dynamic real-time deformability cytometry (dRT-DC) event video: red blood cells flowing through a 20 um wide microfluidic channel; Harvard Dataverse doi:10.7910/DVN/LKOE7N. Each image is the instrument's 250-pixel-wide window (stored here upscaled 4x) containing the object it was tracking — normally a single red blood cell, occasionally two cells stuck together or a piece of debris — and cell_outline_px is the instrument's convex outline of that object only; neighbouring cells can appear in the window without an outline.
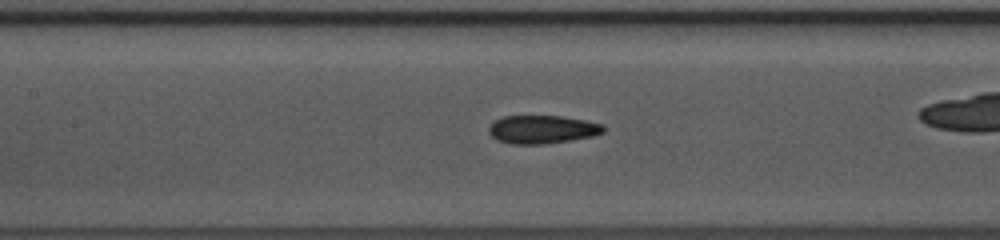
{"species": "common noctule bat (a hibernating species)", "species_latin": "Nyctalus noctula", "temperature_condition": "warm", "stored_images_in_passage": 33, "camera_frame_rate_fps": 3000, "um_per_image_px": 0.085, "animal": {"sex": "female", "body_mass_g": 10.0, "forearm_length_mm": 53.1}, "frame": {"image": 1, "passage_image": 6, "time_ms": 1.667, "image_size_px": [1000, 240], "cell_outline_px": [[604, 132], [592, 136], [544, 144], [512, 144], [496, 140], [488, 132], [488, 128], [496, 120], [504, 116], [560, 116], [584, 120], [600, 124], [604, 128]], "centroid_in_image_um": [46.05, 11.0], "position_along_channel_um": 161.4, "area_um2": 18.61}}
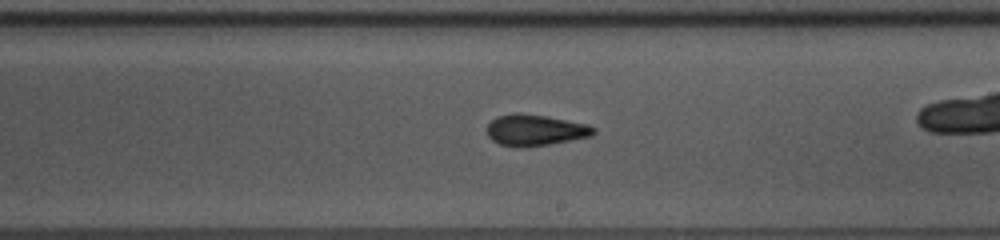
{"frame": {"image": 2, "passage_image": 12, "time_ms": 3.667, "image_size_px": [1000, 240], "cell_outline_px": [[596, 132], [592, 136], [548, 144], [500, 144], [492, 140], [488, 136], [488, 124], [496, 116], [516, 112], [520, 112], [548, 116], [588, 124], [596, 128]], "centroid_in_image_um": [45.54, 11.0], "position_along_channel_um": 243.5, "area_um2": 18.84}}
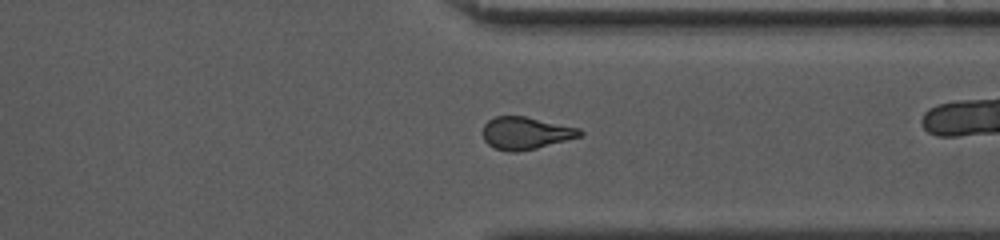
{"frame": {"image": 3, "passage_image": 21, "time_ms": 6.667, "image_size_px": [1000, 240], "cell_outline_px": [[584, 132], [580, 136], [536, 148], [516, 152], [508, 152], [496, 148], [488, 144], [484, 140], [484, 124], [488, 120], [496, 116], [524, 116], [580, 128]], "centroid_in_image_um": [44.68, 11.31], "position_along_channel_um": 366.7, "area_um2": 18.09}, "authors_computed_cell_mechanics": {"area_um2": 18.496, "velocity_mm_per_s": 4.1132, "shape_relaxation_time_tau1_ms": 3.1214, "shape_relaxation_time_tau2_ms": 1.3257, "deformation_change_tau1": 0.1284, "deformation_change_tau2": 0.0883}}